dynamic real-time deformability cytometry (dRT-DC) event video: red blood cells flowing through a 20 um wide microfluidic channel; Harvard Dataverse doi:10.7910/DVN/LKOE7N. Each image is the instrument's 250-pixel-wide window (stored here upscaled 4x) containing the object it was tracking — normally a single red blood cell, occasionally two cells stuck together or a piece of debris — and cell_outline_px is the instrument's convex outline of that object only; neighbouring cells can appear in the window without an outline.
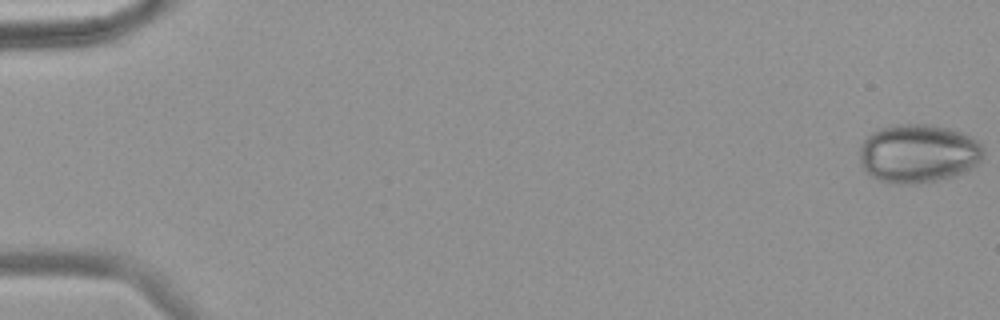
{"species": "common noctule bat (a hibernating species)", "species_latin": "Nyctalus noctula", "temperature_condition": "warm", "stored_images_in_passage": 59, "camera_frame_rate_fps": 3000, "um_per_image_px": 0.085, "animal": {"sex": "female", "body_mass_g": 18.4}, "frame": {"image": 1, "passage_image": 1, "time_ms": 0.0, "image_size_px": [1000, 320], "cell_outline_px": [[984, 152], [980, 160], [968, 172], [956, 176], [916, 184], [888, 184], [868, 176], [860, 164], [860, 144], [876, 128], [896, 124], [932, 124], [948, 128], [972, 136], [984, 148]], "centroid_in_image_um": [78.03, 13.06], "position_along_channel_um": 7.0, "area_um2": 43.12}}
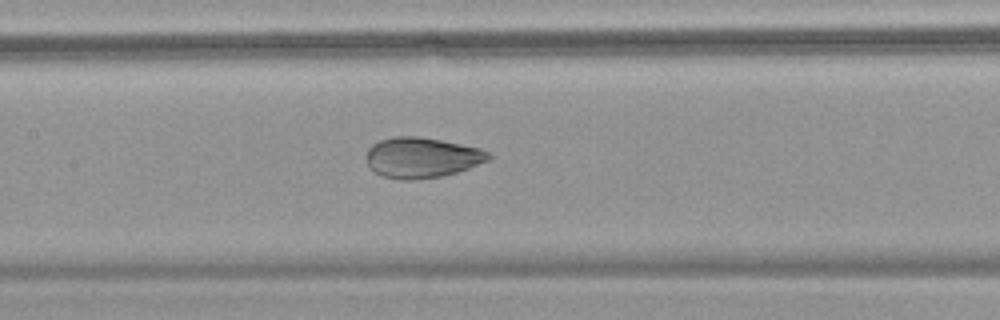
{"frame": {"image": 2, "passage_image": 29, "time_ms": 9.333, "image_size_px": [1000, 320], "cell_outline_px": [[492, 156], [488, 160], [468, 168], [456, 172], [440, 176], [412, 180], [400, 180], [384, 176], [376, 172], [368, 164], [364, 156], [368, 148], [372, 144], [380, 140], [396, 136], [416, 136], [440, 140], [480, 148], [488, 152]], "centroid_in_image_um": [35.82, 13.39], "position_along_channel_um": 171.6, "area_um2": 28.61}}
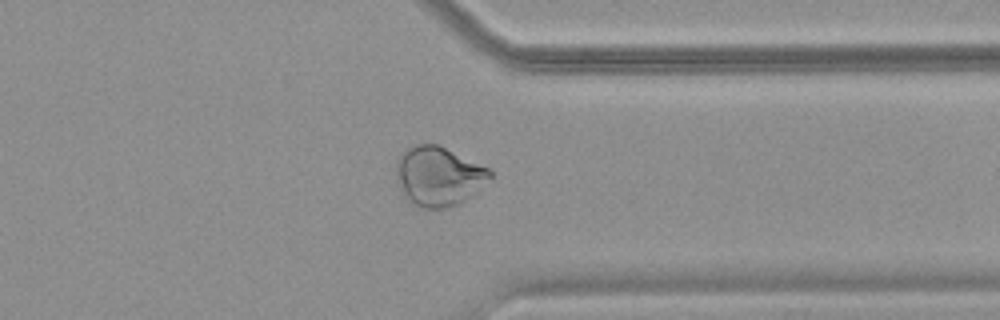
{"frame": {"image": 3, "passage_image": 46, "time_ms": 15.0, "image_size_px": [1000, 320], "cell_outline_px": [[492, 176], [476, 192], [464, 200], [456, 204], [444, 208], [420, 208], [408, 200], [404, 196], [400, 188], [396, 172], [396, 160], [400, 152], [412, 144], [436, 144], [488, 168], [492, 172]], "centroid_in_image_um": [37.23, 14.97], "position_along_channel_um": 374.2, "area_um2": 32.19}}